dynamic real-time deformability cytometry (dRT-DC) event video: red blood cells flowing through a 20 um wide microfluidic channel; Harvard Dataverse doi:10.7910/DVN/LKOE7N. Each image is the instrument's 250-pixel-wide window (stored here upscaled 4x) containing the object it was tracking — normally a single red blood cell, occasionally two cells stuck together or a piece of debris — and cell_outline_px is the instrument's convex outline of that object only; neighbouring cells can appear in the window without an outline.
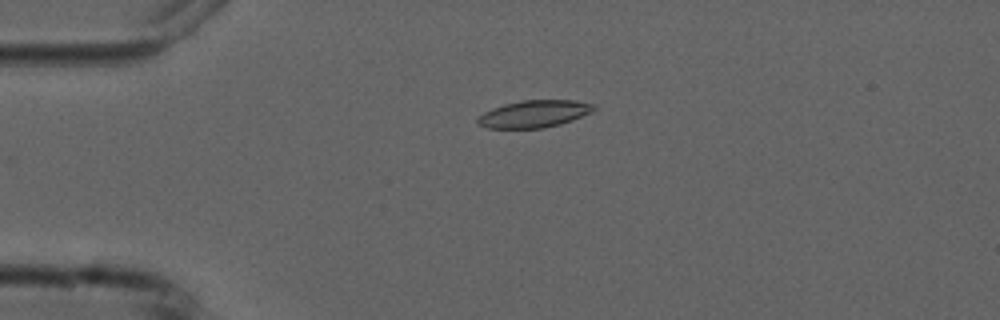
{"species": "common noctule bat (a hibernating species)", "species_latin": "Nyctalus noctula", "temperature_condition": "cold", "stored_images_in_passage": 4, "camera_frame_rate_fps": 3000, "um_per_image_px": 0.085, "animal": {"sex": "male", "forearm_length_mm": 52.5}, "frame": {"image": 1, "passage_image": 2, "time_ms": 1.333, "image_size_px": [1000, 320], "cell_outline_px": [[596, 108], [592, 112], [572, 120], [560, 124], [544, 128], [488, 128], [476, 124], [476, 120], [484, 112], [492, 108], [504, 104], [520, 100], [576, 100], [596, 104]], "centroid_in_image_um": [45.42, 9.67], "position_along_channel_um": 39.6, "area_um2": 18.55}}
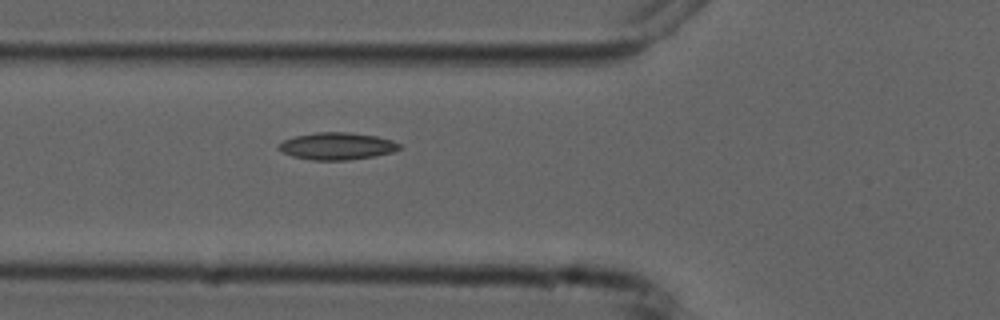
{"frame": {"image": 2, "passage_image": 4, "time_ms": 3.667, "image_size_px": [1000, 320], "cell_outline_px": [[404, 148], [392, 152], [376, 156], [348, 160], [312, 160], [292, 156], [276, 148], [276, 144], [284, 140], [296, 136], [316, 132], [348, 132], [376, 136], [392, 140], [400, 144]], "centroid_in_image_um": [28.66, 12.42], "position_along_channel_um": 97.1, "area_um2": 19.25}}